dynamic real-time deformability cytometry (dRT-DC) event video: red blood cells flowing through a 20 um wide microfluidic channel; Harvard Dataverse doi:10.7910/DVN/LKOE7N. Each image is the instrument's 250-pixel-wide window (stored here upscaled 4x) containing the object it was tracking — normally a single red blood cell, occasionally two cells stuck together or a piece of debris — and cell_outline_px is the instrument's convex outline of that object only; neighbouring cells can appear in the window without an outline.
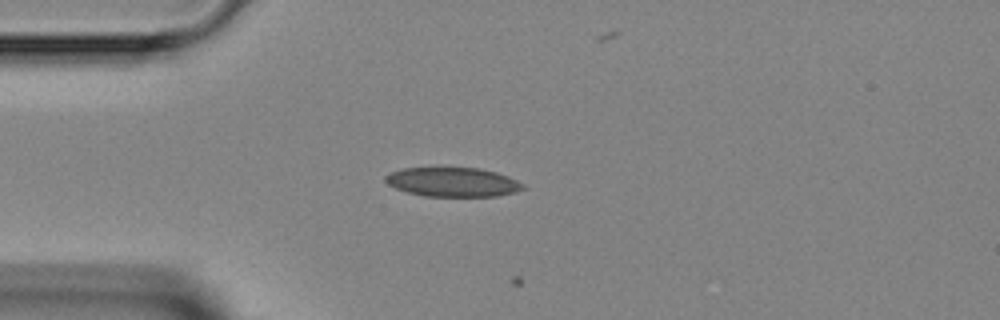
{"species": "Egyptian fruit bat (a non-hibernating species)", "species_latin": "Rousettus aegyptiacus", "temperature_condition": "room temperature", "stored_images_in_passage": 8, "camera_frame_rate_fps": 3000, "um_per_image_px": 0.085, "animal": {"sex": "female"}, "frame": {"image": 1, "passage_image": 7, "time_ms": 2.0, "image_size_px": [1000, 320], "cell_outline_px": [[524, 188], [516, 192], [496, 196], [424, 196], [408, 192], [396, 188], [388, 184], [384, 180], [384, 176], [392, 172], [404, 168], [480, 168], [496, 172], [508, 176], [524, 184]], "centroid_in_image_um": [38.49, 15.47], "position_along_channel_um": 46.5, "area_um2": 23.29}}